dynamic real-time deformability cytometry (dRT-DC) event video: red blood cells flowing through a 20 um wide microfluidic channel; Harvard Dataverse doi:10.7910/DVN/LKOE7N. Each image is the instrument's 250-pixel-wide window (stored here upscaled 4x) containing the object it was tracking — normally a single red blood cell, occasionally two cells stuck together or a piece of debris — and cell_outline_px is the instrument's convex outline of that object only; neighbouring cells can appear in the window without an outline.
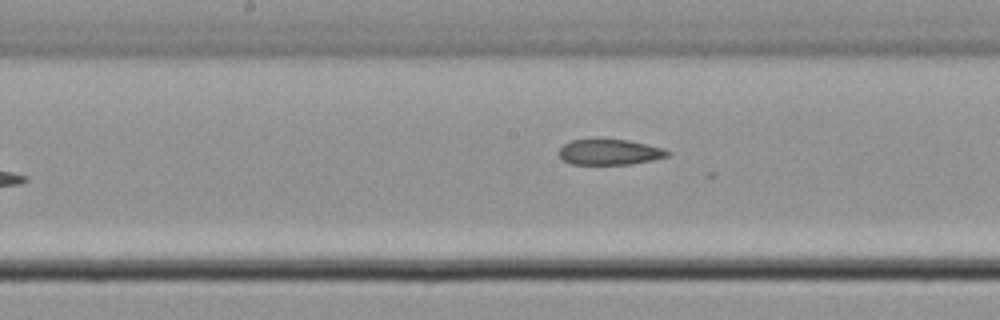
{"species": "common noctule bat (a hibernating species)", "species_latin": "Nyctalus noctula", "temperature_condition": "cold", "stored_images_in_passage": 9, "camera_frame_rate_fps": 3000, "um_per_image_px": 0.085, "animal": {"sex": "male", "body_mass_g": 21.5, "forearm_length_mm": 52.0}, "frame": {"image": 1, "passage_image": 9, "time_ms": 10.667, "image_size_px": [1000, 320], "cell_outline_px": [[668, 156], [652, 160], [632, 164], [572, 164], [560, 160], [556, 152], [564, 144], [572, 140], [628, 140], [664, 148], [668, 152]], "centroid_in_image_um": [51.75, 12.94], "position_along_channel_um": 196.4, "area_um2": 16.13}}